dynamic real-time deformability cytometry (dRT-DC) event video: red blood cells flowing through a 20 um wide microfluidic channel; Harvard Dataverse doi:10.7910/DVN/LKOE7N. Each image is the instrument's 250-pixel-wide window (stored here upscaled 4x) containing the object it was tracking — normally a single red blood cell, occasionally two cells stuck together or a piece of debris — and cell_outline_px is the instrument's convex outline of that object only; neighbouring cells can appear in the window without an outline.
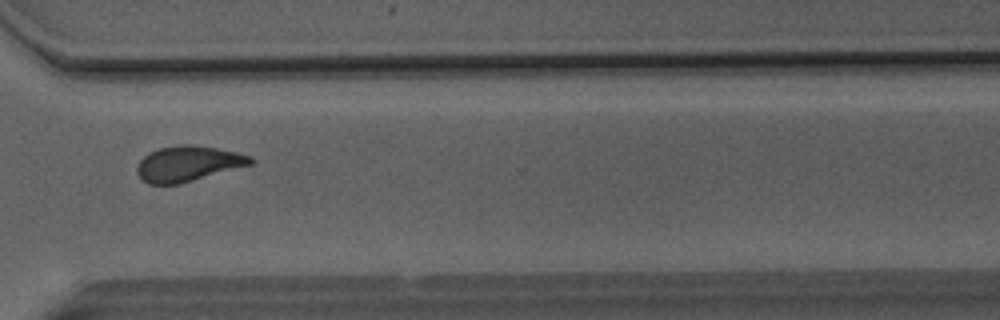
{"species": "Egyptian fruit bat (a non-hibernating species)", "species_latin": "Rousettus aegyptiacus", "temperature_condition": "room temperature", "stored_images_in_passage": 44, "camera_frame_rate_fps": 3000, "um_per_image_px": 0.085, "animal": {"sex": "male"}, "frame": {"image": 1, "passage_image": 37, "time_ms": 12.0, "image_size_px": [1000, 320], "cell_outline_px": [[252, 164], [180, 184], [148, 184], [136, 172], [136, 168], [140, 160], [148, 152], [160, 148], [180, 144], [192, 144], [216, 148], [236, 152], [252, 156]], "centroid_in_image_um": [15.96, 13.9], "position_along_channel_um": 354.6, "area_um2": 23.35}}
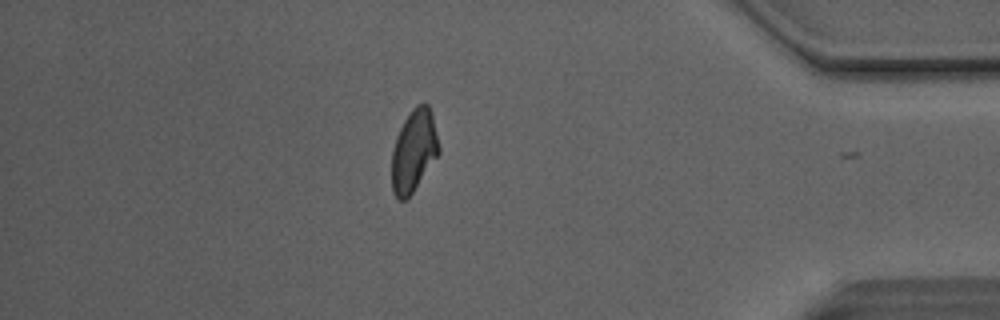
{"frame": {"image": 2, "passage_image": 43, "time_ms": 14.0, "image_size_px": [1000, 320], "cell_outline_px": [[440, 152], [412, 192], [404, 200], [400, 200], [392, 192], [392, 152], [396, 136], [404, 120], [412, 108], [416, 104], [428, 104], [432, 112], [440, 148]], "centroid_in_image_um": [35.18, 12.78], "position_along_channel_um": 400.0, "area_um2": 22.37}, "authors_computed_cell_mechanics": {"area_um2": 23.7847, "velocity_mm_per_s": 4.1335, "shape_relaxation_time_tau1_ms": 6.6649, "shape_relaxation_time_tau2_ms": 1.6469, "deformation_change_tau1": 0.1779, "deformation_change_tau2": 0.0767}}